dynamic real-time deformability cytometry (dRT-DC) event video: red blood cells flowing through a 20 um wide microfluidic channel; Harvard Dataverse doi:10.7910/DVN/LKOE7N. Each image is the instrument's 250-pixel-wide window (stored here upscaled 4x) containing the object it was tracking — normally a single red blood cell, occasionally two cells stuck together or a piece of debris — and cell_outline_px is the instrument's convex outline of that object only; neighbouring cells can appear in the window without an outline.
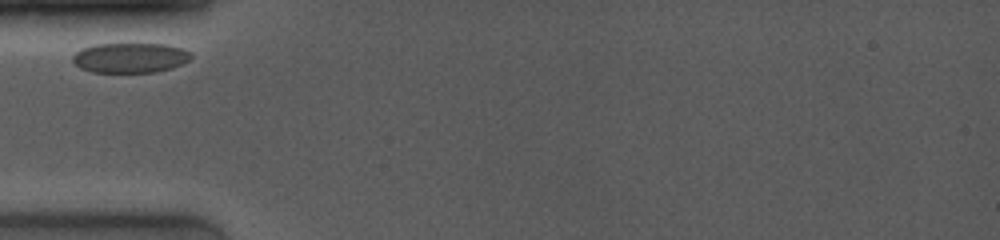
{"species": "common noctule bat (a hibernating species)", "species_latin": "Nyctalus noctula", "temperature_condition": "room temperature", "stored_images_in_passage": 18, "camera_frame_rate_fps": 4000, "um_per_image_px": 0.085, "animal": {"sex": "female", "body_mass_g": 19.0, "forearm_length_mm": 53.3}, "frame": {"image": 1, "passage_image": 1, "time_ms": 0.0, "image_size_px": [1000, 240], "cell_outline_px": [[192, 56], [188, 60], [172, 68], [156, 72], [92, 72], [80, 68], [72, 60], [72, 56], [76, 52], [84, 48], [96, 44], [168, 44], [184, 48], [192, 52]], "centroid_in_image_um": [11.1, 4.9], "position_along_channel_um": 73.9, "area_um2": 20.69}}
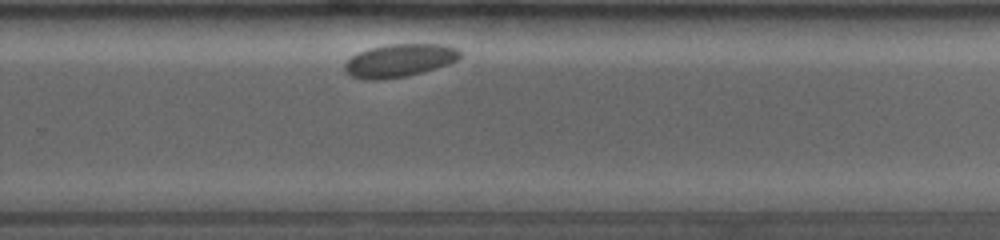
{"frame": {"image": 2, "passage_image": 13, "time_ms": 6.5, "image_size_px": [1000, 240], "cell_outline_px": [[464, 56], [460, 60], [436, 68], [408, 76], [380, 80], [364, 80], [352, 76], [344, 68], [344, 64], [352, 56], [368, 48], [388, 44], [440, 44], [460, 48], [464, 52]], "centroid_in_image_um": [34.04, 5.13], "position_along_channel_um": 295.8, "area_um2": 22.54}}
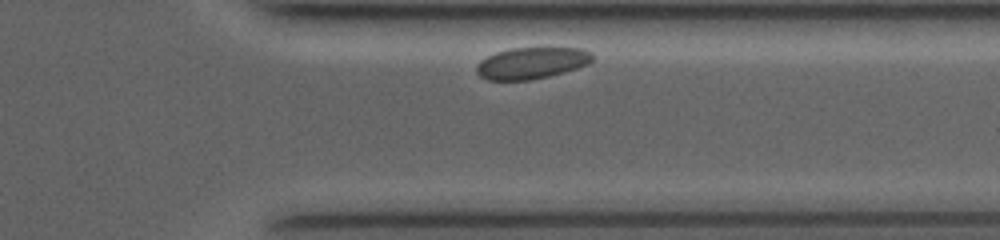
{"frame": {"image": 3, "passage_image": 17, "time_ms": 8.5, "image_size_px": [1000, 240], "cell_outline_px": [[596, 56], [588, 64], [564, 72], [548, 76], [528, 80], [488, 80], [480, 76], [476, 72], [476, 64], [480, 60], [496, 52], [512, 48], [584, 48], [592, 52]], "centroid_in_image_um": [45.2, 5.35], "position_along_channel_um": 366.2, "area_um2": 21.39}}